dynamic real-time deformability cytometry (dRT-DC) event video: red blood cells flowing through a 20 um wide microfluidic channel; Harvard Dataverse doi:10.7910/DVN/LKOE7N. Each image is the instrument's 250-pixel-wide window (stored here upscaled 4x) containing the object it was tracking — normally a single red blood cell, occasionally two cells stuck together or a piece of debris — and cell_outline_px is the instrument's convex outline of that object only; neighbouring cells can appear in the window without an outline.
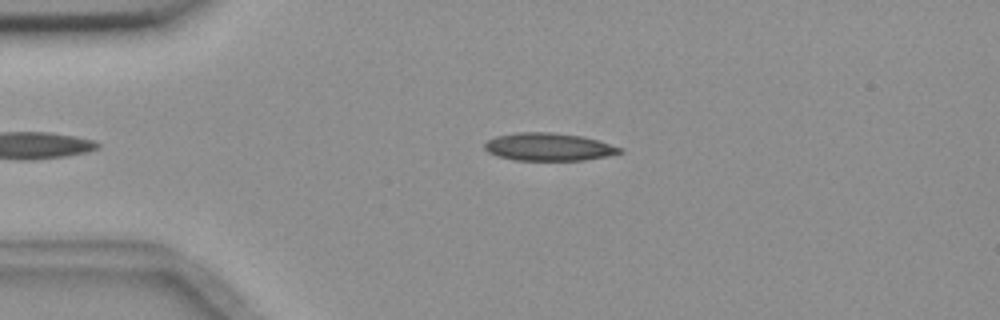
{"species": "common noctule bat (a hibernating species)", "species_latin": "Nyctalus noctula", "temperature_condition": "room temperature", "stored_images_in_passage": 4, "camera_frame_rate_fps": 3000, "um_per_image_px": 0.085, "animal": {"sex": "female", "body_mass_g": 18.4}, "frame": {"image": 1, "passage_image": 4, "time_ms": 5.0, "image_size_px": [1000, 320], "cell_outline_px": [[624, 152], [608, 156], [584, 160], [516, 160], [496, 156], [488, 152], [484, 148], [484, 144], [488, 140], [496, 136], [516, 132], [552, 132], [580, 136], [596, 140], [624, 148]], "centroid_in_image_um": [46.63, 12.49], "position_along_channel_um": 38.4, "area_um2": 21.91}}